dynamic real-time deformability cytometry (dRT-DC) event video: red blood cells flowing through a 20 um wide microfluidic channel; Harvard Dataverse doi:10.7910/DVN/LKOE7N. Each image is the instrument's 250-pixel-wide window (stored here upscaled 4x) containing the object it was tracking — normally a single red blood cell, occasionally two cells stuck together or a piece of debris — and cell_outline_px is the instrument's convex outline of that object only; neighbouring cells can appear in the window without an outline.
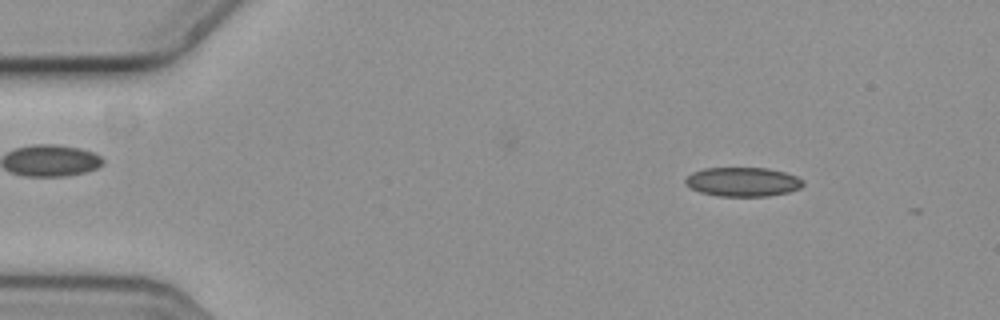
{"species": "common noctule bat (a hibernating species)", "species_latin": "Nyctalus noctula", "temperature_condition": "cold", "stored_images_in_passage": 10, "camera_frame_rate_fps": 3000, "um_per_image_px": 0.085, "animal": {"sex": "female", "body_mass_g": 19.3, "forearm_length_mm": 54.1}, "frame": {"image": 1, "passage_image": 7, "time_ms": 2.0, "image_size_px": [1000, 320], "cell_outline_px": [[804, 184], [800, 188], [788, 192], [768, 196], [716, 196], [700, 192], [692, 188], [684, 180], [692, 172], [704, 168], [768, 168], [784, 172], [796, 176], [804, 180]], "centroid_in_image_um": [63.16, 15.45], "position_along_channel_um": 21.8, "area_um2": 19.94}}